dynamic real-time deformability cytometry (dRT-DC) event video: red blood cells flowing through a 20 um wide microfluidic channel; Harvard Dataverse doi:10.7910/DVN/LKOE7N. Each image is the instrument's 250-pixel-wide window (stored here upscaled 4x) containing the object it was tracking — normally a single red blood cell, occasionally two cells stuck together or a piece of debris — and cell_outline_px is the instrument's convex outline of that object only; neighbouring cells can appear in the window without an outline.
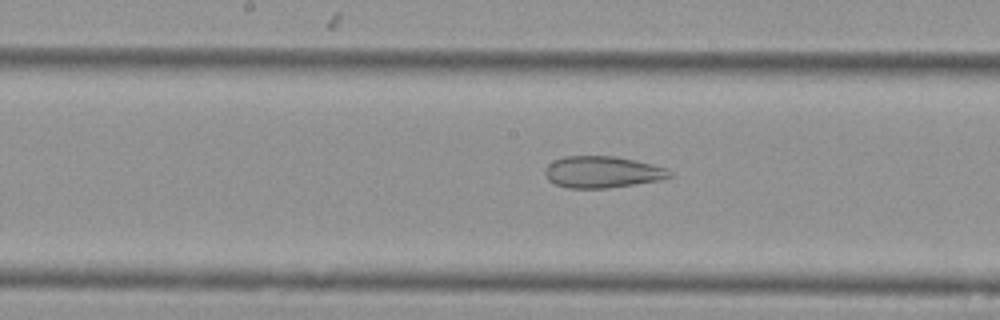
{"species": "Egyptian fruit bat (a non-hibernating species)", "species_latin": "Rousettus aegyptiacus", "temperature_condition": "cold", "stored_images_in_passage": 36, "camera_frame_rate_fps": 3000, "um_per_image_px": 0.085, "animal": {"sex": "female"}, "frame": {"image": 1, "passage_image": 13, "time_ms": 4.0, "image_size_px": [1000, 320], "cell_outline_px": [[672, 176], [660, 180], [608, 188], [568, 188], [556, 184], [548, 180], [544, 172], [544, 168], [552, 160], [564, 156], [616, 156], [652, 164], [668, 168], [672, 172]], "centroid_in_image_um": [51.18, 14.61], "position_along_channel_um": 197.0, "area_um2": 23.12}}
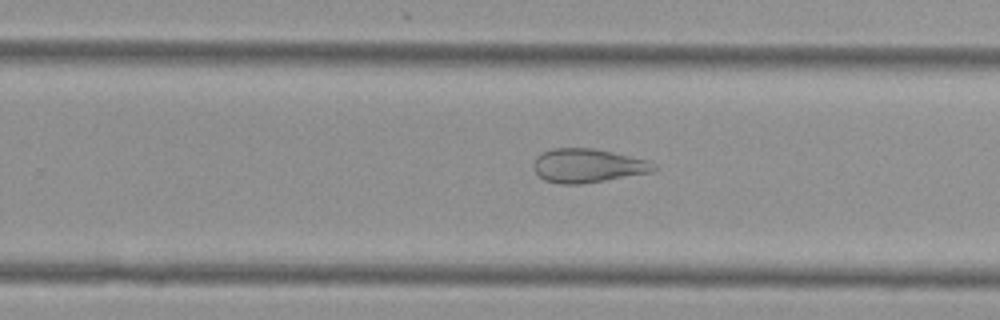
{"frame": {"image": 2, "passage_image": 20, "time_ms": 6.333, "image_size_px": [1000, 320], "cell_outline_px": [[656, 168], [652, 172], [580, 184], [560, 184], [544, 180], [532, 168], [532, 164], [536, 156], [552, 148], [592, 148], [612, 152], [648, 160], [656, 164]], "centroid_in_image_um": [49.93, 14.08], "position_along_channel_um": 279.9, "area_um2": 23.64}}
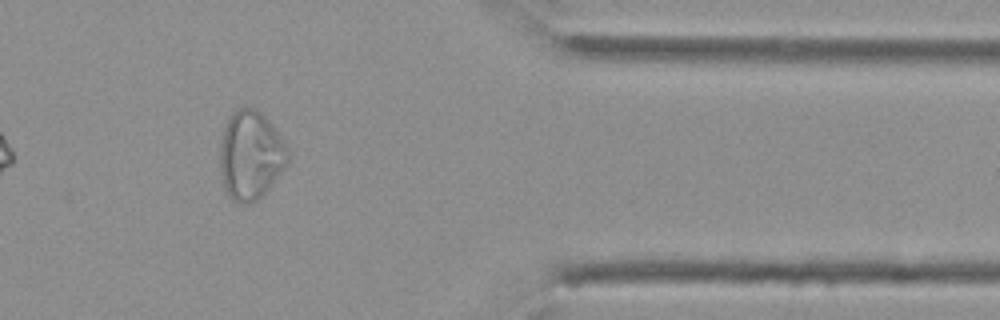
{"frame": {"image": 3, "passage_image": 31, "time_ms": 10.0, "image_size_px": [1000, 320], "cell_outline_px": [[288, 164], [268, 188], [256, 200], [248, 204], [240, 204], [232, 200], [228, 196], [224, 188], [220, 172], [220, 144], [224, 128], [232, 112], [236, 108], [244, 104], [256, 108], [268, 120], [280, 136], [288, 152]], "centroid_in_image_um": [21.27, 13.18], "position_along_channel_um": 390.1, "area_um2": 35.2}, "authors_computed_cell_mechanics": {"area_um2": 25.1141, "velocity_mm_per_s": 3.5647, "shape_relaxation_time_tau1_ms": null, "shape_relaxation_time_tau2_ms": 2.0065, "deformation_change_tau1": null, "deformation_change_tau2": 0.0996}}